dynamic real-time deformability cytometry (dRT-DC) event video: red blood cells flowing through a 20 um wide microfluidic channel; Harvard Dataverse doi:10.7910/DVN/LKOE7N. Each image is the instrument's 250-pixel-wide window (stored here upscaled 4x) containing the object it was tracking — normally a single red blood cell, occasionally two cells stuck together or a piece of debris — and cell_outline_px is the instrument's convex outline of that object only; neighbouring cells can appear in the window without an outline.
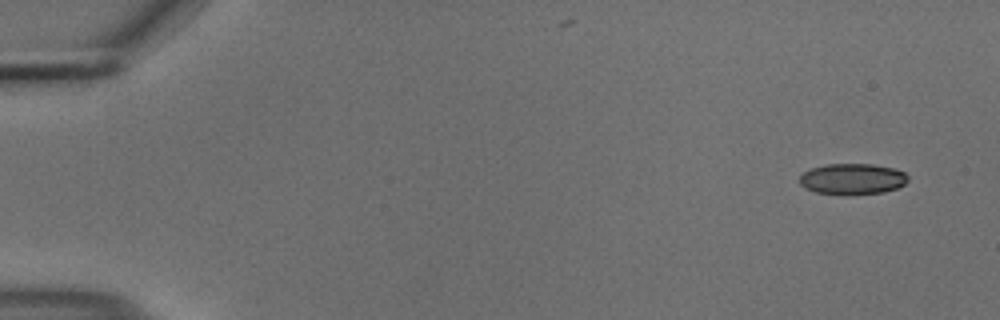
{"species": "common noctule bat (a hibernating species)", "species_latin": "Nyctalus noctula", "temperature_condition": "cold", "stored_images_in_passage": 53, "camera_frame_rate_fps": 3000, "um_per_image_px": 0.085, "animal": {"sex": "male", "body_mass_g": 18.8}, "frame": {"image": 1, "passage_image": 1, "time_ms": 0.0, "image_size_px": [1000, 320], "cell_outline_px": [[908, 180], [904, 184], [896, 188], [884, 192], [848, 196], [840, 196], [816, 192], [804, 188], [800, 184], [800, 176], [804, 172], [812, 168], [824, 164], [872, 164], [892, 168], [904, 172], [908, 176]], "centroid_in_image_um": [72.43, 15.24], "position_along_channel_um": 12.6, "area_um2": 19.88}}
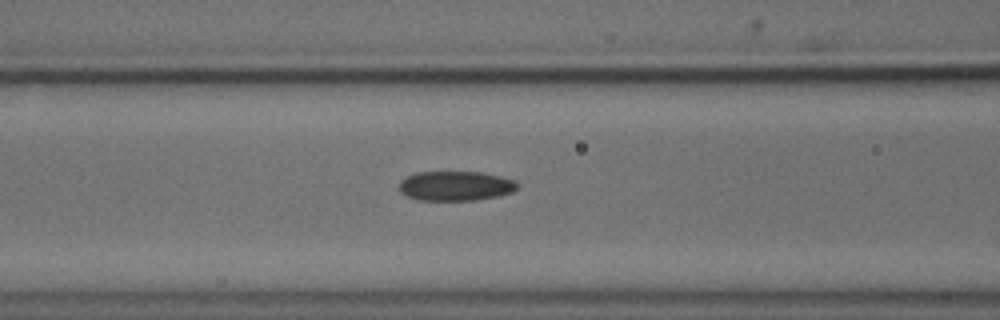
{"frame": {"image": 2, "passage_image": 21, "time_ms": 6.667, "image_size_px": [1000, 320], "cell_outline_px": [[516, 188], [512, 192], [496, 196], [476, 200], [420, 200], [408, 196], [400, 192], [400, 180], [416, 172], [484, 172], [516, 180]], "centroid_in_image_um": [38.72, 15.79], "position_along_channel_um": 127.9, "area_um2": 20.29}}
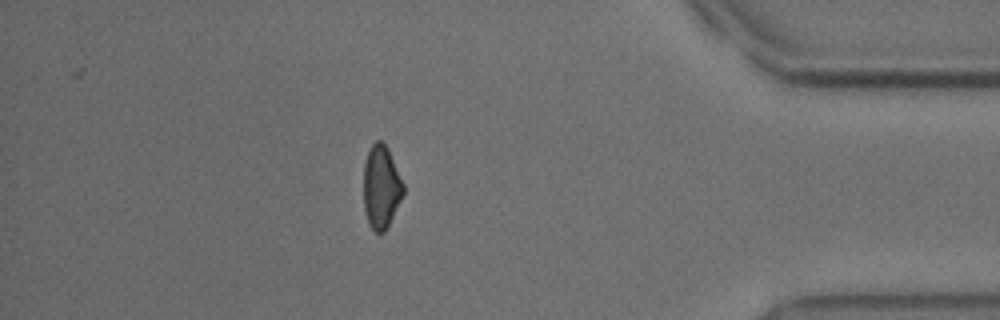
{"frame": {"image": 3, "passage_image": 46, "time_ms": 15.0, "image_size_px": [1000, 320], "cell_outline_px": [[404, 192], [384, 232], [376, 232], [372, 228], [368, 220], [364, 208], [364, 164], [368, 152], [372, 144], [376, 140], [380, 140], [388, 148], [404, 184]], "centroid_in_image_um": [32.4, 15.85], "position_along_channel_um": 402.8, "area_um2": 18.84}, "authors_computed_cell_mechanics": {"area_um2": 20.4034, "velocity_mm_per_s": 3.718, "shape_relaxation_time_tau1_ms": 9.0011, "shape_relaxation_time_tau2_ms": 9.7424, "deformation_change_tau1": 0.1503, "deformation_change_tau2": 0.1764}}